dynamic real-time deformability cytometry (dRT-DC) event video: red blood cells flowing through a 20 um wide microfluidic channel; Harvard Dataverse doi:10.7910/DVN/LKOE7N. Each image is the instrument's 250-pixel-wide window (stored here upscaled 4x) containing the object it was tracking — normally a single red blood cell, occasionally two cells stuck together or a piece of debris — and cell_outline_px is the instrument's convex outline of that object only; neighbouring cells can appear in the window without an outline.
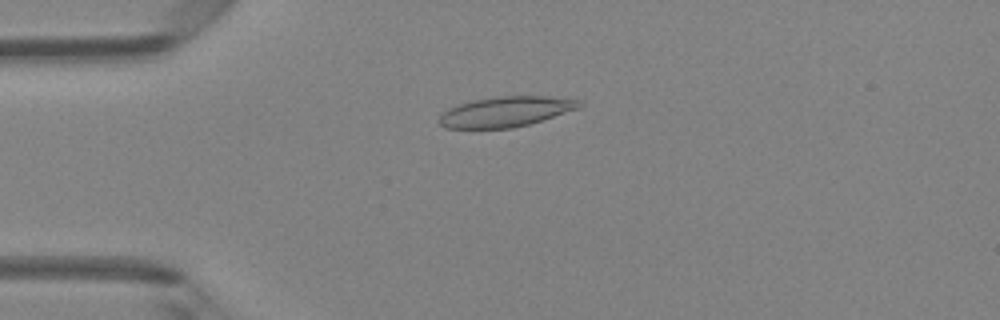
{"species": "Egyptian fruit bat (a non-hibernating species)", "species_latin": "Rousettus aegyptiacus", "temperature_condition": "room temperature", "stored_images_in_passage": 26, "camera_frame_rate_fps": 3000, "um_per_image_px": 0.085, "animal": {"sex": "female"}, "frame": {"image": 1, "passage_image": 12, "time_ms": 3.667, "image_size_px": [1000, 320], "cell_outline_px": [[584, 104], [580, 108], [528, 124], [512, 128], [444, 128], [436, 120], [448, 108], [472, 100], [496, 96], [544, 96], [580, 100]], "centroid_in_image_um": [42.97, 9.49], "position_along_channel_um": 42.0, "area_um2": 24.62}}
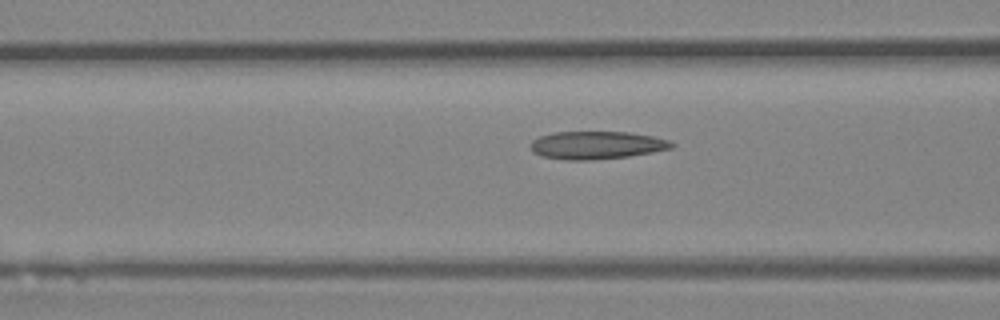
{"frame": {"image": 2, "passage_image": 19, "time_ms": 6.0, "image_size_px": [1000, 320], "cell_outline_px": [[676, 144], [672, 148], [652, 152], [628, 156], [588, 160], [568, 160], [540, 156], [532, 152], [532, 140], [540, 136], [552, 132], [628, 132], [652, 136], [668, 140]], "centroid_in_image_um": [50.7, 12.33], "position_along_channel_um": 115.9, "area_um2": 22.77}}
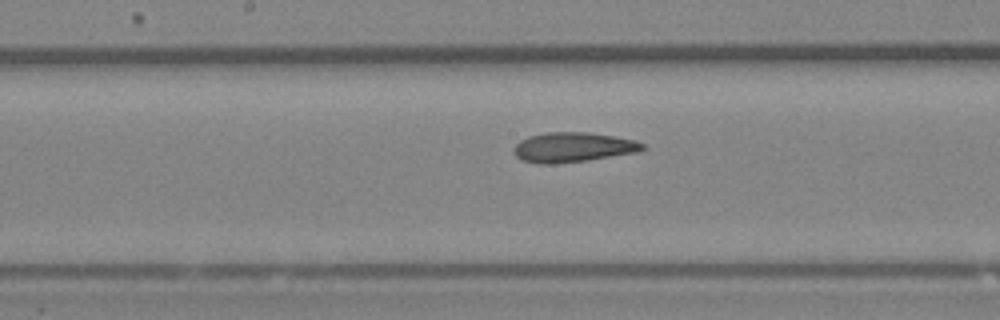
{"frame": {"image": 3, "passage_image": 25, "time_ms": 8.0, "image_size_px": [1000, 320], "cell_outline_px": [[648, 148], [636, 152], [588, 160], [552, 164], [540, 164], [524, 160], [516, 156], [512, 152], [512, 148], [520, 140], [528, 136], [548, 132], [592, 132], [616, 136], [636, 140], [644, 144]], "centroid_in_image_um": [48.71, 12.5], "position_along_channel_um": 199.5, "area_um2": 22.54}}